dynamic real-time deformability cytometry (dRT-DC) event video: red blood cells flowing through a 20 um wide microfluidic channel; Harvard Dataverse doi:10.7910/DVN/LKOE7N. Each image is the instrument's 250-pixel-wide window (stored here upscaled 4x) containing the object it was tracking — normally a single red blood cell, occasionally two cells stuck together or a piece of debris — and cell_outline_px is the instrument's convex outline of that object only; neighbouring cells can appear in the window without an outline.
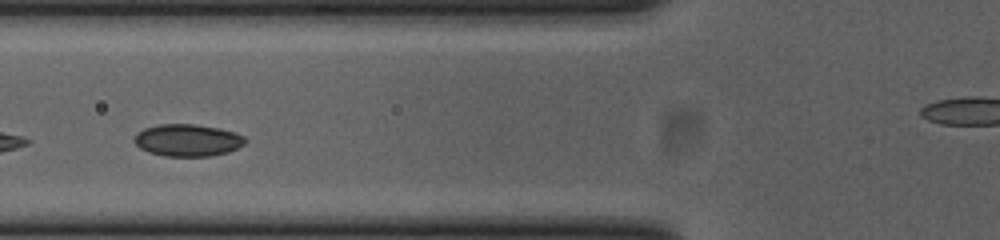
{"species": "common noctule bat (a hibernating species)", "species_latin": "Nyctalus noctula", "temperature_condition": "cold", "stored_images_in_passage": 16, "camera_frame_rate_fps": 3000, "um_per_image_px": 0.085, "animal": {"sex": "female", "body_mass_g": 23.0, "forearm_length_mm": 53.4}, "frame": {"image": 1, "passage_image": 5, "time_ms": 1.333, "image_size_px": [1000, 240], "cell_outline_px": [[248, 140], [244, 144], [228, 152], [208, 156], [164, 156], [148, 152], [140, 148], [132, 140], [132, 136], [136, 132], [144, 128], [160, 124], [196, 124], [220, 128], [236, 132], [244, 136]], "centroid_in_image_um": [15.92, 11.91], "position_along_channel_um": 109.9, "area_um2": 21.04}}
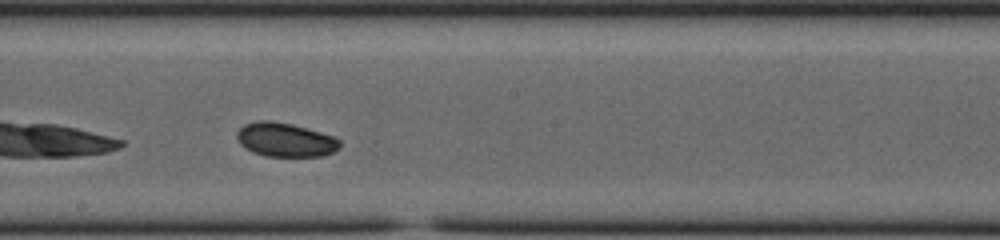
{"frame": {"image": 2, "passage_image": 14, "time_ms": 4.333, "image_size_px": [1000, 240], "cell_outline_px": [[340, 148], [324, 156], [264, 156], [252, 152], [244, 148], [240, 144], [236, 136], [236, 132], [244, 124], [256, 120], [272, 120], [292, 124], [336, 136], [340, 140]], "centroid_in_image_um": [24.24, 11.87], "position_along_channel_um": 224.0, "area_um2": 20.69}}